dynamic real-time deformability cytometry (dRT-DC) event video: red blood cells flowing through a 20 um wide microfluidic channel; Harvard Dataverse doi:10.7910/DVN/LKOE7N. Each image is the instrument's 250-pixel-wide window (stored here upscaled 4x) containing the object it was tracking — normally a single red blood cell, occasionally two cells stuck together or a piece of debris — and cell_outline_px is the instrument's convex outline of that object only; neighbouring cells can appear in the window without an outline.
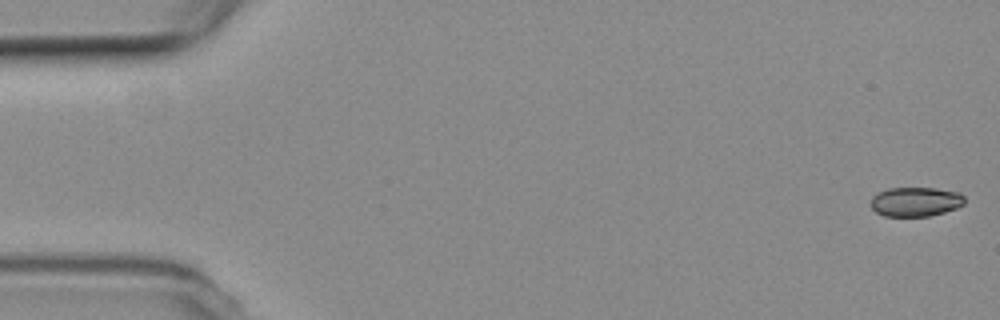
{"species": "common noctule bat (a hibernating species)", "species_latin": "Nyctalus noctula", "temperature_condition": "room temperature", "stored_images_in_passage": 12, "camera_frame_rate_fps": 3000, "um_per_image_px": 0.085, "animal": {"sex": "female", "body_mass_g": 19.3, "forearm_length_mm": 54.1}, "frame": {"image": 1, "passage_image": 1, "time_ms": 0.0, "image_size_px": [1000, 320], "cell_outline_px": [[964, 204], [956, 208], [944, 212], [928, 216], [884, 216], [876, 212], [872, 208], [872, 196], [876, 192], [888, 188], [936, 188], [960, 192], [964, 196]], "centroid_in_image_um": [77.82, 17.13], "position_along_channel_um": 7.2, "area_um2": 16.13}}